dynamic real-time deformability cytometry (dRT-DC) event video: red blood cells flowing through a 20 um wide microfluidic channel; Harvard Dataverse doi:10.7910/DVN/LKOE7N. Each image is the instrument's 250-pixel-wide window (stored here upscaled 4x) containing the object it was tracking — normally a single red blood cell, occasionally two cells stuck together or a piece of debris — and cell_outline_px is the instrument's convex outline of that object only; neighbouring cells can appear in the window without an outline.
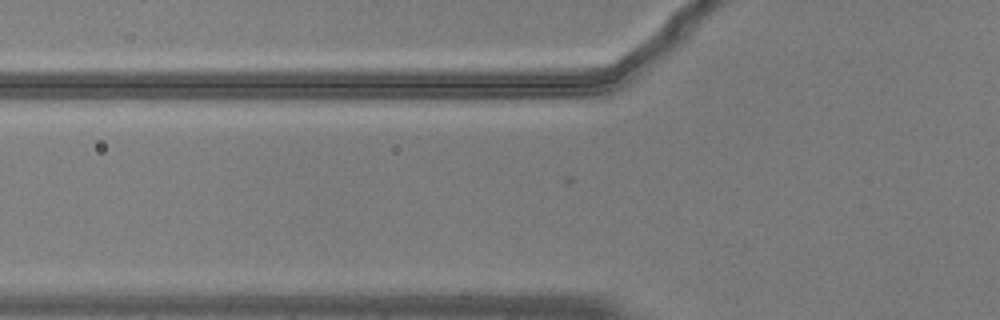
{"species": "common noctule bat (a hibernating species)", "species_latin": "Nyctalus noctula", "temperature_condition": "warm", "stored_images_in_passage": 4, "camera_frame_rate_fps": 3000, "um_per_image_px": 0.085, "animal": {"sex": "male", "body_mass_g": 20.5, "forearm_length_mm": 52.5}, "frame": {"image": 1, "passage_image": 3, "time_ms": 0.667, "image_size_px": [1000, 320], "cell_outline_px": [[408, 256], [400, 260], [372, 264], [320, 264], [268, 260], [264, 256], [272, 252], [392, 252]], "centroid_in_image_um": [28.54, 21.89], "position_along_channel_um": 97.3, "area_um2": 10.46}}